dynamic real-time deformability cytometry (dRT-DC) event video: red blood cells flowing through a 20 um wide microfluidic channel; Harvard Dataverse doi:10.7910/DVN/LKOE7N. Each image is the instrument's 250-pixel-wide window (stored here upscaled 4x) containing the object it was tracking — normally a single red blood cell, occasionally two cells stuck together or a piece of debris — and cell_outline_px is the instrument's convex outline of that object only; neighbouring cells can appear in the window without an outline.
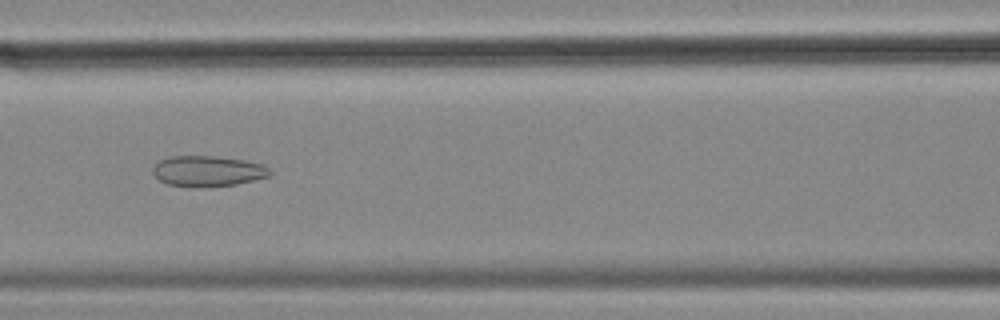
{"species": "common noctule bat (a hibernating species)", "species_latin": "Nyctalus noctula", "temperature_condition": "cold", "stored_images_in_passage": 50, "camera_frame_rate_fps": 3000, "um_per_image_px": 0.085, "animal": {"sex": "female", "body_mass_g": 18.4}, "frame": {"image": 1, "passage_image": 18, "time_ms": 5.667, "image_size_px": [1000, 320], "cell_outline_px": [[272, 172], [268, 176], [236, 184], [168, 184], [160, 180], [152, 172], [152, 168], [160, 160], [172, 156], [216, 156], [244, 160], [264, 164]], "centroid_in_image_um": [17.69, 14.48], "position_along_channel_um": 148.9, "area_um2": 19.88}}
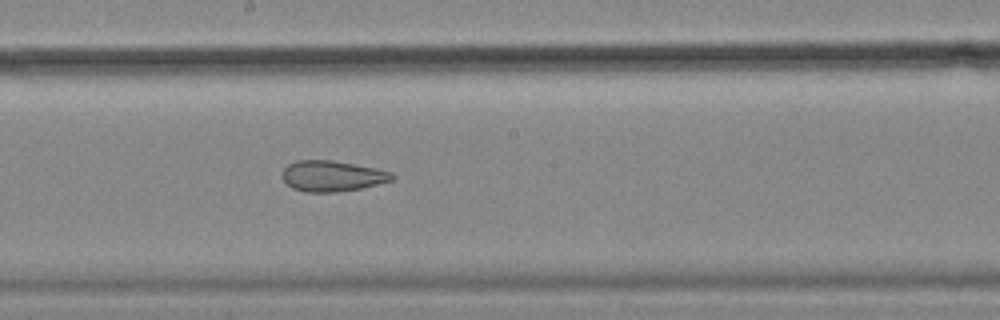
{"frame": {"image": 2, "passage_image": 24, "time_ms": 7.667, "image_size_px": [1000, 320], "cell_outline_px": [[396, 176], [392, 180], [360, 188], [336, 192], [304, 192], [292, 188], [280, 176], [280, 172], [288, 164], [296, 160], [332, 160], [376, 168], [392, 172]], "centroid_in_image_um": [28.19, 14.95], "position_along_channel_um": 220.0, "area_um2": 19.77}}
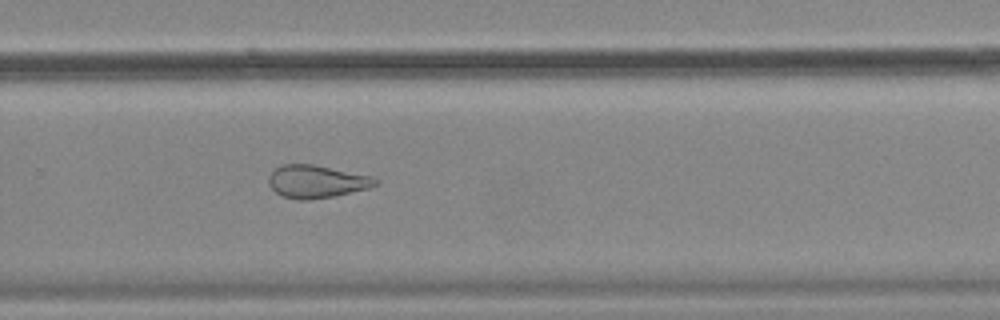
{"frame": {"image": 3, "passage_image": 31, "time_ms": 10.0, "image_size_px": [1000, 320], "cell_outline_px": [[376, 184], [368, 188], [332, 196], [308, 200], [300, 200], [284, 196], [276, 192], [268, 184], [268, 176], [280, 164], [312, 164], [372, 176], [376, 180]], "centroid_in_image_um": [26.85, 15.42], "position_along_channel_um": 302.9, "area_um2": 20.06}, "authors_computed_cell_mechanics": {"area_um2": 25.0852, "velocity_mm_per_s": 3.574, "shape_relaxation_time_tau1_ms": null, "shape_relaxation_time_tau2_ms": 3.2559, "deformation_change_tau1": null, "deformation_change_tau2": 0.1166}}